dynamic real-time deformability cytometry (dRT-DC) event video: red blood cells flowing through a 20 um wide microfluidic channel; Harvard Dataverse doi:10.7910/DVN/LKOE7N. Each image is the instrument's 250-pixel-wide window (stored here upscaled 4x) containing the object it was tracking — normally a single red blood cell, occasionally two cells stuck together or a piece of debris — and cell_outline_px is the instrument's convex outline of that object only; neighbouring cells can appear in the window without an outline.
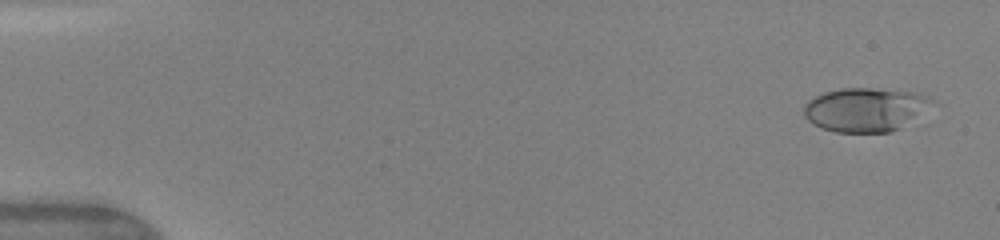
{"species": "human", "species_latin": "Homo sapiens", "temperature_condition": "warm", "stored_images_in_passage": 48, "camera_frame_rate_fps": 3000, "um_per_image_px": 0.085, "donor": {"sex": "female"}, "frame": {"image": 1, "passage_image": 2, "time_ms": 0.333, "image_size_px": [1000, 240], "cell_outline_px": [[932, 100], [900, 128], [888, 132], [836, 132], [820, 128], [808, 120], [804, 116], [804, 104], [808, 100], [824, 92], [840, 88], [872, 88], [908, 92], [924, 96]], "centroid_in_image_um": [73.38, 9.32], "position_along_channel_um": 11.6, "area_um2": 31.67}}
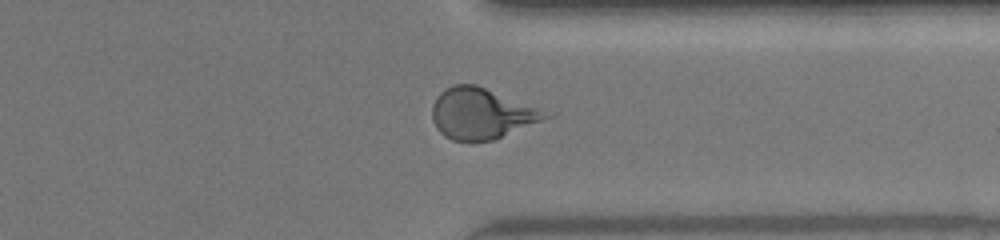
{"frame": {"image": 2, "passage_image": 38, "time_ms": 12.333, "image_size_px": [1000, 240], "cell_outline_px": [[552, 116], [492, 140], [452, 140], [444, 136], [436, 128], [432, 120], [432, 104], [436, 96], [444, 88], [452, 84], [476, 84]], "centroid_in_image_um": [40.77, 9.65], "position_along_channel_um": 370.6, "area_um2": 32.48}}
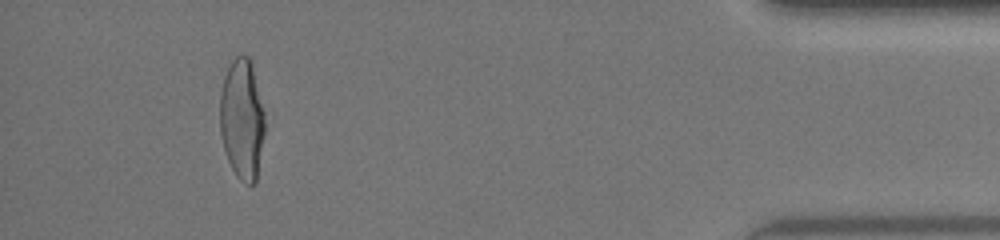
{"frame": {"image": 3, "passage_image": 45, "time_ms": 14.667, "image_size_px": [1000, 240], "cell_outline_px": [[264, 136], [256, 184], [252, 188], [240, 180], [236, 176], [224, 152], [220, 132], [220, 96], [224, 76], [232, 60], [236, 56], [248, 56], [252, 60], [264, 112]], "centroid_in_image_um": [20.58, 10.17], "position_along_channel_um": 414.6, "area_um2": 31.96}, "authors_computed_cell_mechanics": {"area_um2": 31.9345, "velocity_mm_per_s": 4.1858, "shape_relaxation_time_tau1_ms": 3.9398, "shape_relaxation_time_tau2_ms": null, "deformation_change_tau1": 0.2103, "deformation_change_tau2": null}}